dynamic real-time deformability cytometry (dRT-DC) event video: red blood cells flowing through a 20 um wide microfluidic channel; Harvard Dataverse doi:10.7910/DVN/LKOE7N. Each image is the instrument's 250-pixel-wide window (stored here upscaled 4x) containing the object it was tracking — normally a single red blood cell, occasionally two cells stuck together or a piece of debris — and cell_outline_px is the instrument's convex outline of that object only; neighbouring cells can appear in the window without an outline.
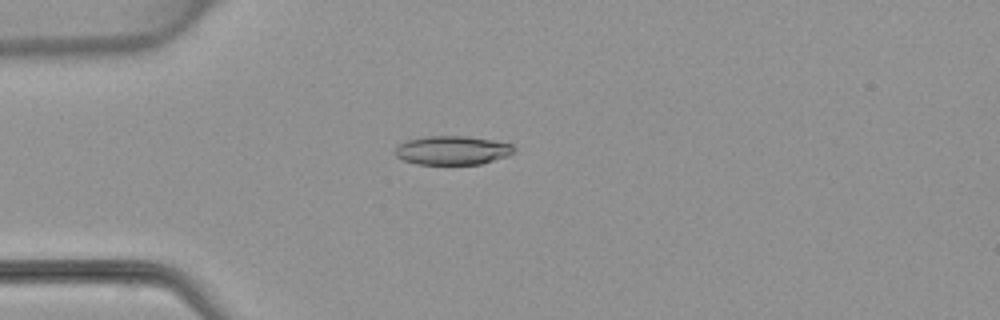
{"species": "common noctule bat (a hibernating species)", "species_latin": "Nyctalus noctula", "temperature_condition": "warm", "stored_images_in_passage": 4, "camera_frame_rate_fps": 3000, "um_per_image_px": 0.085, "animal": {"sex": "female", "body_mass_g": 22.7, "forearm_length_mm": 54.2}, "frame": {"image": 1, "passage_image": 3, "time_ms": 3.333, "image_size_px": [1000, 320], "cell_outline_px": [[516, 152], [508, 156], [480, 164], [416, 164], [404, 160], [396, 156], [396, 148], [400, 144], [408, 140], [428, 136], [468, 136], [492, 140], [512, 144], [516, 148]], "centroid_in_image_um": [38.51, 12.78], "position_along_channel_um": 46.5, "area_um2": 19.94}}